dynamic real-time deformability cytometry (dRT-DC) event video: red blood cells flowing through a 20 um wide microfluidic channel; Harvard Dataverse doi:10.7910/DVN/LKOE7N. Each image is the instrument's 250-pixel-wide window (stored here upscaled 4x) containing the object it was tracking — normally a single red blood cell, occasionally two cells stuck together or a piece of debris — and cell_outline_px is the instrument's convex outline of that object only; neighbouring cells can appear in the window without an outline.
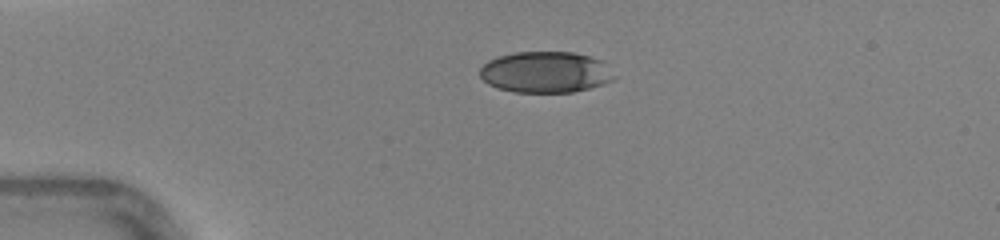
{"species": "human", "species_latin": "Homo sapiens", "temperature_condition": "warm", "stored_images_in_passage": 36, "camera_frame_rate_fps": 3000, "um_per_image_px": 0.085, "donor": {"sex": "female"}, "frame": {"image": 1, "passage_image": 1, "time_ms": 0.0, "image_size_px": [1000, 240], "cell_outline_px": [[616, 76], [612, 80], [604, 84], [572, 92], [516, 92], [496, 88], [488, 84], [480, 76], [480, 68], [488, 60], [496, 56], [516, 52], [572, 52], [604, 60]], "centroid_in_image_um": [46.38, 6.12], "position_along_channel_um": 38.6, "area_um2": 32.43}}
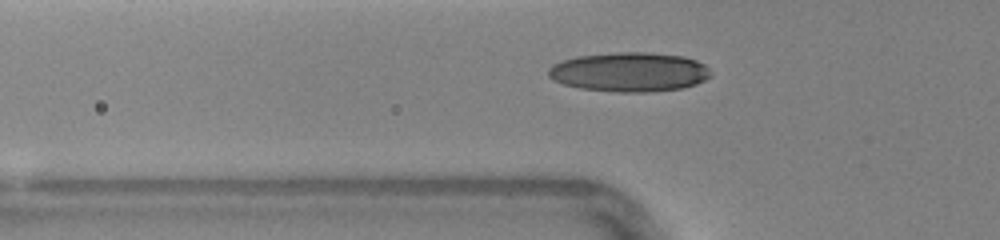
{"frame": {"image": 2, "passage_image": 6, "time_ms": 1.667, "image_size_px": [1000, 240], "cell_outline_px": [[712, 76], [696, 84], [684, 88], [648, 92], [616, 92], [580, 88], [564, 84], [552, 80], [548, 76], [548, 68], [552, 64], [576, 56], [616, 52], [648, 52], [684, 56], [696, 60], [704, 64], [712, 72]], "centroid_in_image_um": [53.51, 6.12], "position_along_channel_um": 72.3, "area_um2": 37.57}}
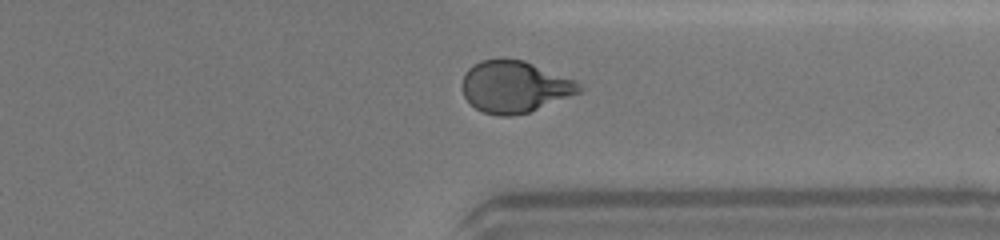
{"frame": {"image": 3, "passage_image": 26, "time_ms": 8.333, "image_size_px": [1000, 240], "cell_outline_px": [[584, 92], [528, 112], [512, 116], [500, 116], [484, 112], [476, 108], [464, 96], [464, 72], [472, 64], [480, 60], [524, 60], [580, 80], [584, 88]], "centroid_in_image_um": [43.85, 7.37], "position_along_channel_um": 367.5, "area_um2": 35.55}, "authors_computed_cell_mechanics": {"area_um2": 34.7956, "velocity_mm_per_s": 4.4214, "shape_relaxation_time_tau1_ms": 5.0812, "shape_relaxation_time_tau2_ms": 0.6555, "deformation_change_tau1": 0.2082, "deformation_change_tau2": 0.0615}}